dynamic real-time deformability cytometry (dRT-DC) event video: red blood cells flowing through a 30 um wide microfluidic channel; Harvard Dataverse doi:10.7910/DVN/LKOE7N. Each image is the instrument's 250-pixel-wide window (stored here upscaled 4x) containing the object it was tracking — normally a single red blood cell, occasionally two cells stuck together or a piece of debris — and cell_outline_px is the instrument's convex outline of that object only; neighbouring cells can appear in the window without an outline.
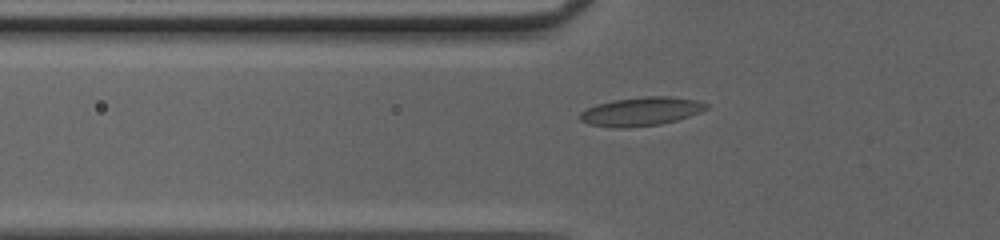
{"species": "common noctule bat (a hibernating species)", "species_latin": "Nyctalus noctula", "temperature_condition": "cold", "stored_images_in_passage": 44, "camera_frame_rate_fps": 3000, "um_per_image_px": 0.085, "animal": {"sex": "female", "body_mass_g": 20.0, "forearm_length_mm": 54.0}, "frame": {"image": 1, "passage_image": 15, "time_ms": 4.667, "image_size_px": [1000, 240], "cell_outline_px": [[708, 108], [700, 112], [676, 120], [660, 124], [588, 124], [580, 120], [580, 112], [588, 108], [612, 100], [644, 96], [668, 96], [696, 100], [708, 104]], "centroid_in_image_um": [54.58, 9.4], "position_along_channel_um": 71.2, "area_um2": 19.77}}
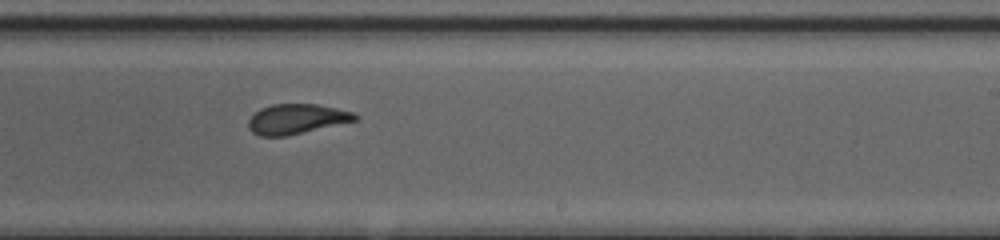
{"frame": {"image": 2, "passage_image": 29, "time_ms": 9.333, "image_size_px": [1000, 240], "cell_outline_px": [[360, 116], [356, 120], [288, 136], [260, 136], [252, 132], [248, 128], [248, 120], [260, 108], [272, 104], [316, 104], [356, 112]], "centroid_in_image_um": [25.21, 10.11], "position_along_channel_um": 263.8, "area_um2": 18.67}}
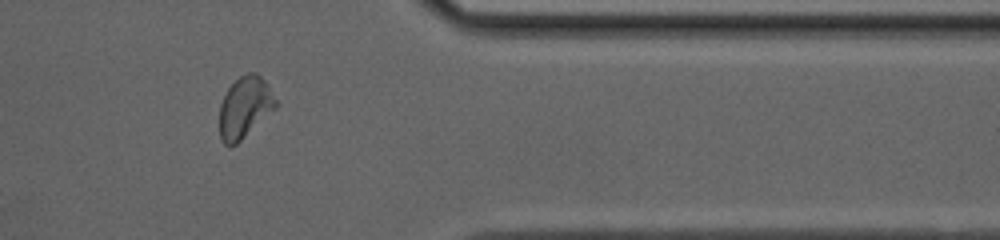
{"frame": {"image": 3, "passage_image": 39, "time_ms": 12.667, "image_size_px": [1000, 240], "cell_outline_px": [[280, 104], [276, 108], [236, 144], [224, 144], [220, 140], [220, 104], [228, 88], [240, 76], [248, 72], [256, 72], [268, 84]], "centroid_in_image_um": [20.84, 9.1], "position_along_channel_um": 390.6, "area_um2": 20.06}}